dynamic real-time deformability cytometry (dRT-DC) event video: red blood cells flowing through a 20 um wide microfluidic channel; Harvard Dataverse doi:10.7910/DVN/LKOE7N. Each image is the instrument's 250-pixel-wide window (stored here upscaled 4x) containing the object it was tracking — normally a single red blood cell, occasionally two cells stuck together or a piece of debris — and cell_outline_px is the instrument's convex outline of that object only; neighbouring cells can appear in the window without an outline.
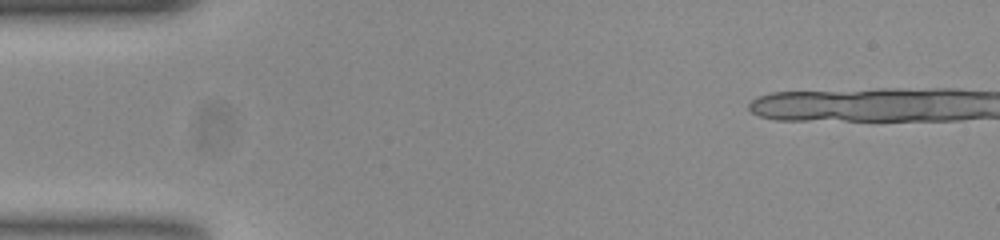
{"species": "common noctule bat (a hibernating species)", "species_latin": "Nyctalus noctula", "temperature_condition": "room temperature", "stored_images_in_passage": 4, "camera_frame_rate_fps": 3000, "um_per_image_px": 0.085, "animal": {"sex": "female", "body_mass_g": 23.0, "forearm_length_mm": 53.4}, "frame": {"image": 1, "passage_image": 1, "time_ms": 0.0, "image_size_px": [1000, 240], "cell_outline_px": [[976, 92], [820, 116], [780, 116], [824, 96], [864, 92]], "centroid_in_image_um": [73.32, 8.67], "position_along_channel_um": 11.7, "area_um2": 15.43}}